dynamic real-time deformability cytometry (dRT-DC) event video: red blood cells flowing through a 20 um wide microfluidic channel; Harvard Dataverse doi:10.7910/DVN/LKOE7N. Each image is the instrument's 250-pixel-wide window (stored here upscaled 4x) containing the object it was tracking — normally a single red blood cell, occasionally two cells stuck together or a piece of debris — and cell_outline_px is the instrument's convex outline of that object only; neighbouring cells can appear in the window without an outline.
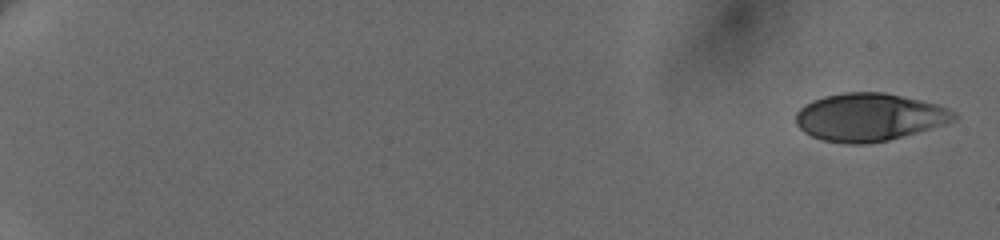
{"species": "human", "species_latin": "Homo sapiens", "temperature_condition": "cold", "stored_images_in_passage": 9, "camera_frame_rate_fps": 3000, "um_per_image_px": 0.085, "donor": {"sex": "female"}, "frame": {"image": 1, "passage_image": 1, "time_ms": 0.0, "image_size_px": [1000, 240], "cell_outline_px": [[956, 120], [944, 124], [888, 140], [868, 144], [848, 144], [824, 140], [812, 136], [804, 132], [796, 124], [796, 112], [804, 104], [812, 100], [824, 96], [844, 92], [884, 92], [920, 100], [936, 104], [948, 108], [956, 112]], "centroid_in_image_um": [73.86, 9.95], "position_along_channel_um": 11.1, "area_um2": 43.93}}
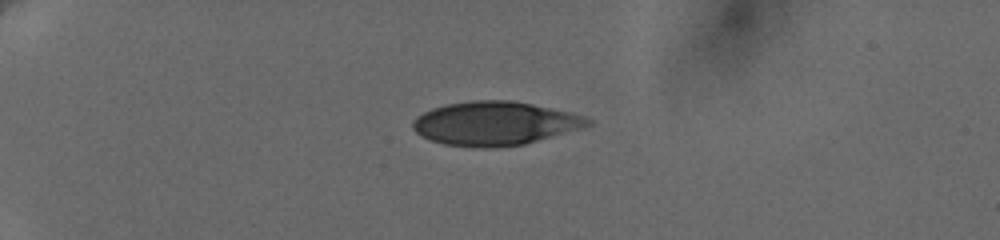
{"frame": {"image": 2, "passage_image": 6, "time_ms": 5.0, "image_size_px": [1000, 240], "cell_outline_px": [[592, 124], [580, 128], [524, 144], [492, 148], [484, 148], [444, 144], [432, 140], [416, 132], [412, 128], [412, 120], [416, 116], [432, 108], [448, 104], [472, 100], [512, 100], [532, 104], [584, 116], [592, 120]], "centroid_in_image_um": [42.02, 10.48], "position_along_channel_um": 43.0, "area_um2": 44.16}}
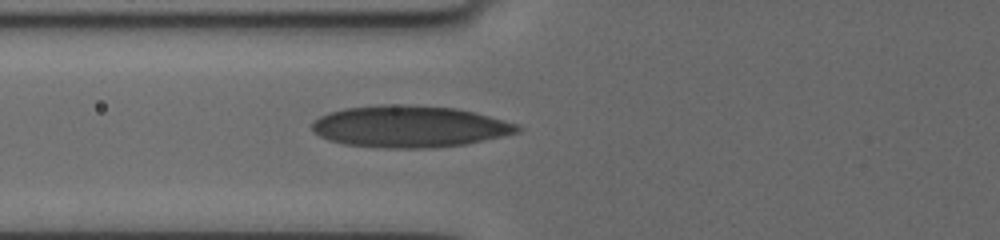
{"frame": {"image": 3, "passage_image": 9, "time_ms": 8.0, "image_size_px": [1000, 240], "cell_outline_px": [[524, 128], [520, 132], [484, 140], [464, 144], [432, 148], [388, 148], [344, 144], [328, 140], [320, 136], [312, 128], [312, 120], [328, 112], [344, 108], [384, 104], [404, 104], [456, 108], [520, 124]], "centroid_in_image_um": [34.81, 10.75], "position_along_channel_um": 91.0, "area_um2": 50.0}}